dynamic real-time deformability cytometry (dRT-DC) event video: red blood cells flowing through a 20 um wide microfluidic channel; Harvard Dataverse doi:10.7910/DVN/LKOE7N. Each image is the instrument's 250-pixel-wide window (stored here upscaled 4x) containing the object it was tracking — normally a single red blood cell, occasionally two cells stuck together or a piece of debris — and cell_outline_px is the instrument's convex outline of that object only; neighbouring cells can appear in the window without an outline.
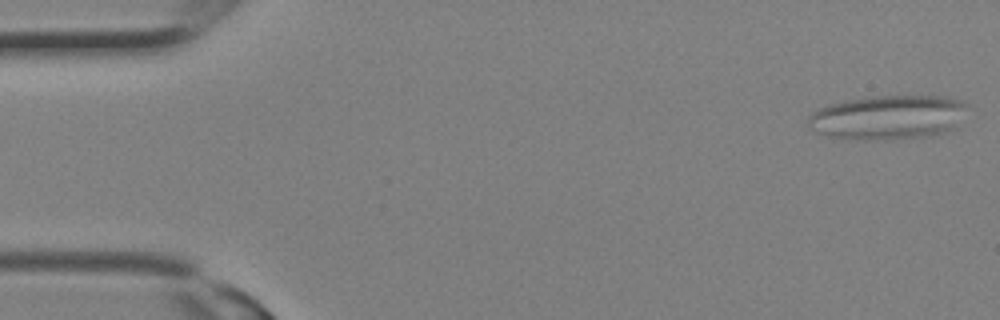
{"species": "Egyptian fruit bat (a non-hibernating species)", "species_latin": "Rousettus aegyptiacus", "temperature_condition": "room temperature", "stored_images_in_passage": 27, "segment_of_instrument_passage": [1, 2], "camera_frame_rate_fps": 3000, "um_per_image_px": 0.085, "animal": {"sex": "female"}, "frame": {"image": 1, "passage_image": 1, "time_ms": 0.0, "image_size_px": [1000, 320], "cell_outline_px": [[968, 104], [956, 128], [924, 136], [892, 140], [852, 140], [828, 136], [816, 132], [808, 124], [808, 116], [812, 112], [828, 104], [848, 100], [872, 96], [948, 96], [964, 100]], "centroid_in_image_um": [75.48, 9.97], "position_along_channel_um": 9.5, "area_um2": 41.38}}
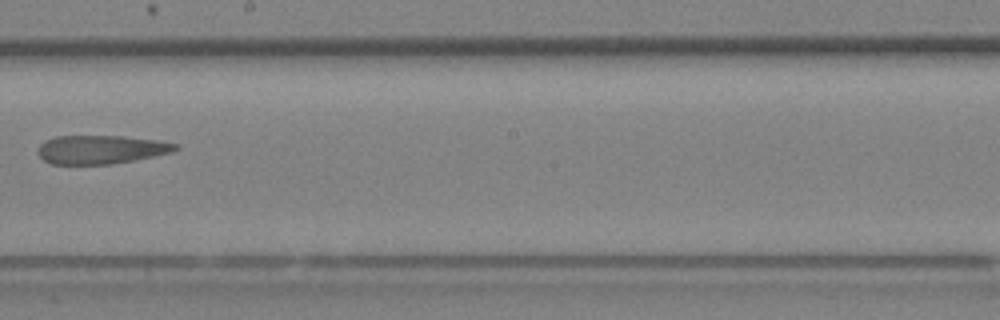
{"frame": {"image": 2, "passage_image": 16, "time_ms": 5.0, "image_size_px": [1000, 320], "cell_outline_px": [[180, 148], [172, 152], [112, 164], [52, 164], [44, 160], [36, 152], [40, 144], [44, 140], [56, 136], [124, 136], [156, 140], [180, 144]], "centroid_in_image_um": [8.57, 12.7], "position_along_channel_um": 239.6, "area_um2": 22.95}}
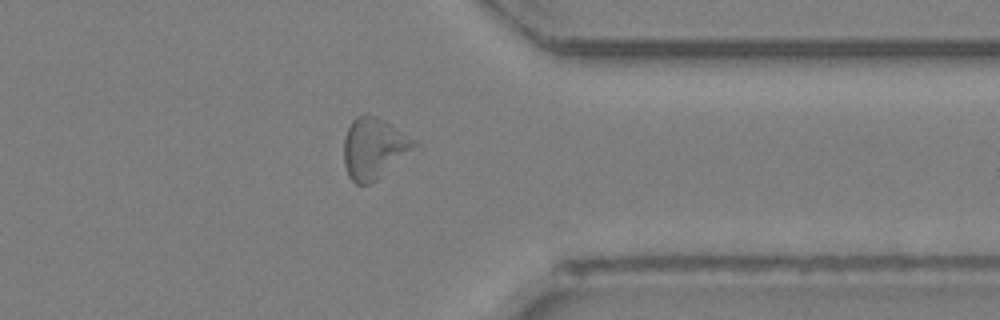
{"frame": {"image": 3, "passage_image": 22, "time_ms": 7.0, "image_size_px": [1000, 320], "cell_outline_px": [[420, 144], [376, 180], [368, 184], [356, 184], [348, 176], [344, 164], [344, 136], [352, 120], [356, 116], [376, 116], [384, 120], [416, 140]], "centroid_in_image_um": [31.77, 12.61], "position_along_channel_um": 379.6, "area_um2": 24.74}}